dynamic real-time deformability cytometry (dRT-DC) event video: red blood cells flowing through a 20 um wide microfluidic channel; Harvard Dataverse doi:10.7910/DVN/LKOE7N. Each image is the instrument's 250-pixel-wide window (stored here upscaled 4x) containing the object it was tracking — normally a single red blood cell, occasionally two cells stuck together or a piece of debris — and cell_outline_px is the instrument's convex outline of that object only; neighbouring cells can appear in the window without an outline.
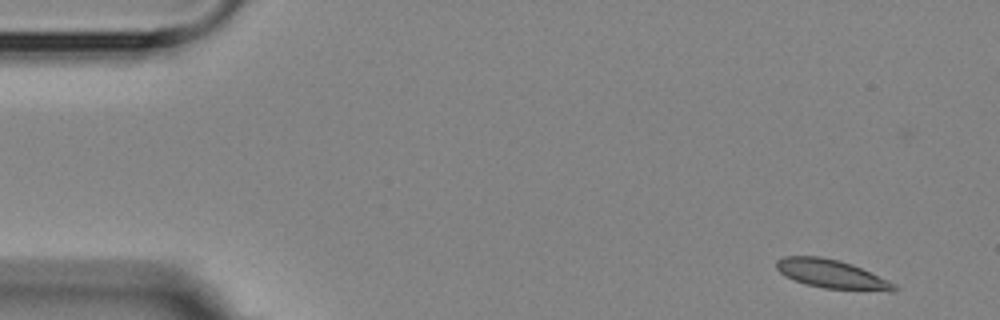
{"species": "Egyptian fruit bat (a non-hibernating species)", "species_latin": "Rousettus aegyptiacus", "temperature_condition": "room temperature", "stored_images_in_passage": 6, "camera_frame_rate_fps": 3000, "um_per_image_px": 0.085, "animal": {"sex": "female"}, "frame": {"image": 1, "passage_image": 1, "time_ms": 0.0, "image_size_px": [1000, 320], "cell_outline_px": [[900, 288], [896, 292], [888, 292], [824, 288], [792, 280], [784, 276], [776, 268], [776, 260], [784, 256], [820, 256], [840, 260], [852, 264], [896, 284]], "centroid_in_image_um": [70.72, 23.31], "position_along_channel_um": 14.3, "area_um2": 19.94}}
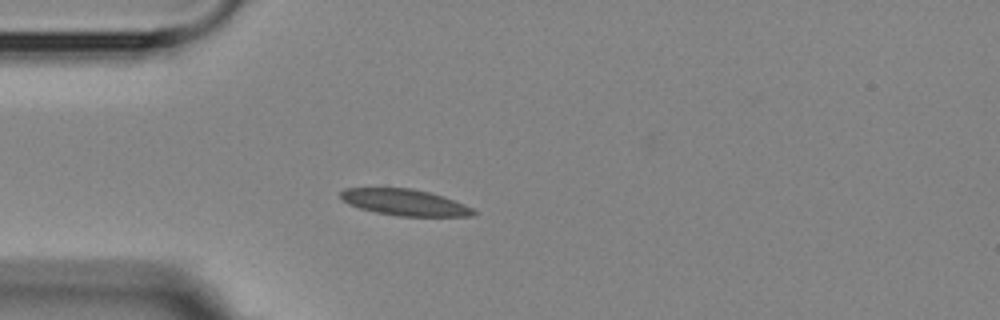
{"frame": {"image": 2, "passage_image": 4, "time_ms": 3.667, "image_size_px": [1000, 320], "cell_outline_px": [[480, 212], [472, 216], [400, 216], [376, 212], [360, 208], [348, 204], [340, 196], [340, 192], [344, 188], [412, 188], [444, 196], [464, 204]], "centroid_in_image_um": [34.44, 17.2], "position_along_channel_um": 50.6, "area_um2": 20.35}}
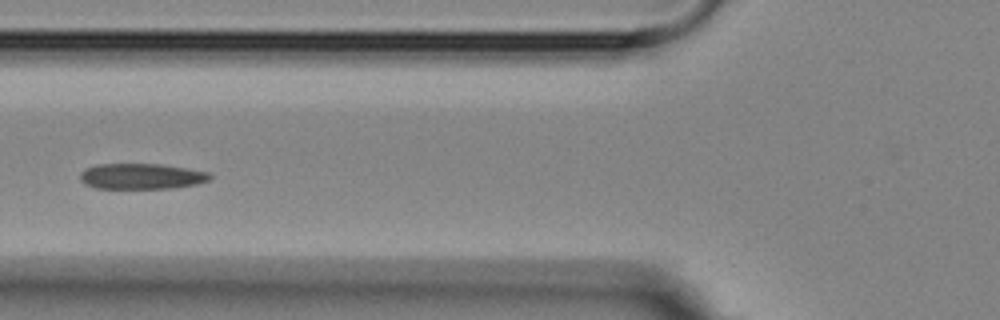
{"frame": {"image": 3, "passage_image": 6, "time_ms": 5.667, "image_size_px": [1000, 320], "cell_outline_px": [[212, 176], [208, 180], [196, 184], [172, 188], [96, 188], [84, 184], [80, 180], [80, 172], [84, 168], [96, 164], [160, 164], [188, 168], [208, 172]], "centroid_in_image_um": [11.98, 14.98], "position_along_channel_um": 113.8, "area_um2": 19.48}}